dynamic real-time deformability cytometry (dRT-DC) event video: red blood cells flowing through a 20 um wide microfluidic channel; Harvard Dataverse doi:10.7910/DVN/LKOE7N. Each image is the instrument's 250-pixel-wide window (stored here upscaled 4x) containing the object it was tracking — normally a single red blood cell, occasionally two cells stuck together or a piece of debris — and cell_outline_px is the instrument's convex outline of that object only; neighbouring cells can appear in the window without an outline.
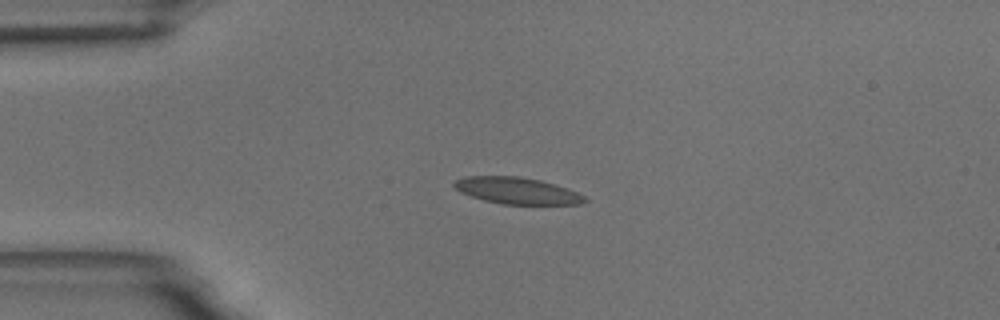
{"species": "common noctule bat (a hibernating species)", "species_latin": "Nyctalus noctula", "temperature_condition": "room temperature", "stored_images_in_passage": 43, "camera_frame_rate_fps": 3000, "um_per_image_px": 0.085, "animal": {"sex": "male", "body_mass_g": 18.8}, "frame": {"image": 1, "passage_image": 1, "time_ms": 0.0, "image_size_px": [1000, 320], "cell_outline_px": [[588, 200], [580, 204], [500, 204], [484, 200], [460, 192], [452, 184], [456, 180], [464, 176], [520, 176], [540, 180], [556, 184], [568, 188], [584, 196]], "centroid_in_image_um": [43.95, 16.2], "position_along_channel_um": 41.1, "area_um2": 20.23}}
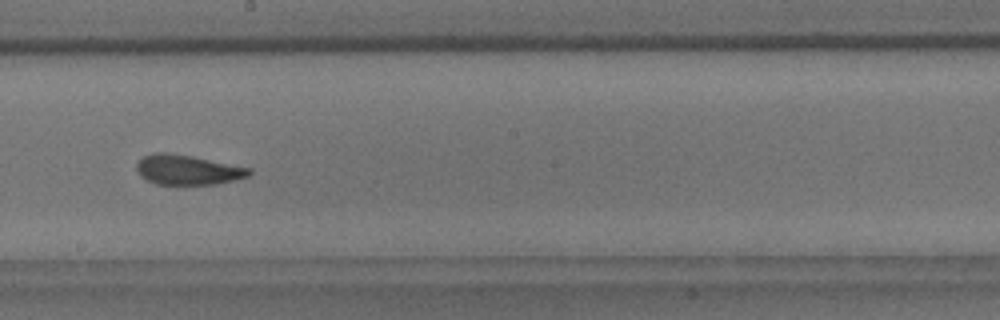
{"frame": {"image": 2, "passage_image": 19, "time_ms": 6.0, "image_size_px": [1000, 320], "cell_outline_px": [[252, 172], [248, 176], [216, 184], [156, 184], [140, 176], [136, 168], [136, 164], [144, 156], [156, 152], [168, 152], [192, 156], [252, 168]], "centroid_in_image_um": [15.94, 14.42], "position_along_channel_um": 232.3, "area_um2": 19.48}}
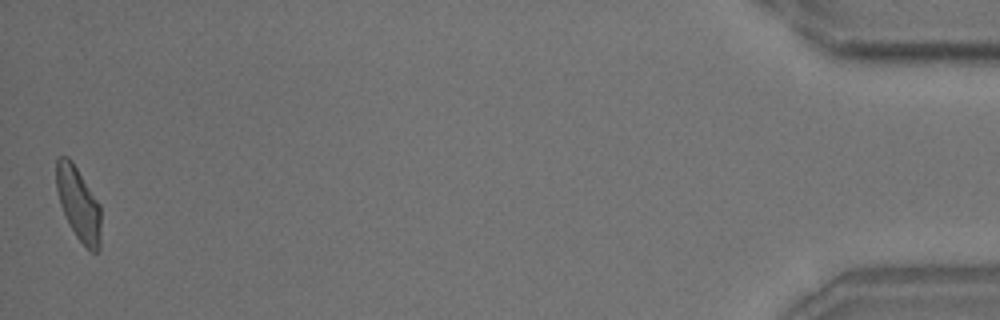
{"frame": {"image": 3, "passage_image": 43, "time_ms": 14.0, "image_size_px": [1000, 320], "cell_outline_px": [[100, 252], [92, 252], [76, 236], [68, 224], [60, 204], [56, 188], [56, 160], [60, 156], [68, 156], [72, 160], [100, 204]], "centroid_in_image_um": [6.66, 17.31], "position_along_channel_um": 428.5, "area_um2": 19.13}, "authors_computed_cell_mechanics": {"area_um2": 19.8832, "velocity_mm_per_s": 3.6106, "shape_relaxation_time_tau1_ms": 5.8499, "shape_relaxation_time_tau2_ms": 2.1155, "deformation_change_tau1": 0.1318, "deformation_change_tau2": 0.0846}}